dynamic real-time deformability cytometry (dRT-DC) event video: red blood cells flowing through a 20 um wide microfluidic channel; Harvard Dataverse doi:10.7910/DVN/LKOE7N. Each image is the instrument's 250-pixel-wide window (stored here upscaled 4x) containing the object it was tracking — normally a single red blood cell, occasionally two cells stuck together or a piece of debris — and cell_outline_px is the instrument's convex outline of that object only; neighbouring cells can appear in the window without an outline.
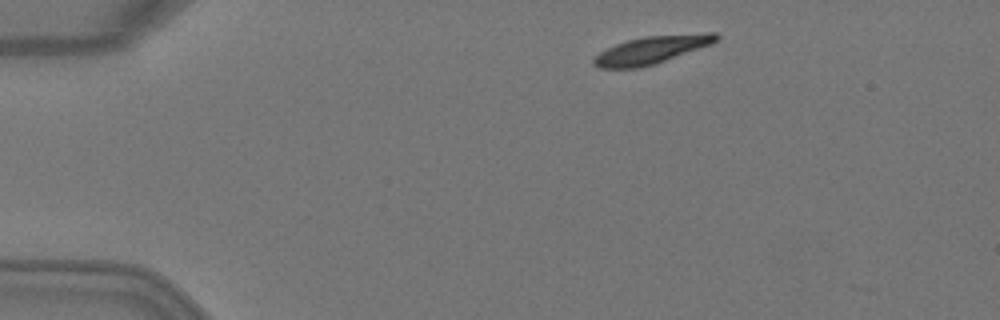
{"species": "Egyptian fruit bat (a non-hibernating species)", "species_latin": "Rousettus aegyptiacus", "temperature_condition": "warm", "stored_images_in_passage": 2, "camera_frame_rate_fps": 3000, "um_per_image_px": 0.085, "animal": {"sex": "female"}, "frame": {"image": 1, "passage_image": 1, "time_ms": 0.0, "image_size_px": [1000, 320], "cell_outline_px": [[720, 36], [712, 44], [640, 68], [600, 68], [592, 64], [592, 60], [600, 52], [616, 44], [628, 40], [644, 36], [708, 32], [716, 32]], "centroid_in_image_um": [55.39, 4.22], "position_along_channel_um": 29.6, "area_um2": 19.54}}